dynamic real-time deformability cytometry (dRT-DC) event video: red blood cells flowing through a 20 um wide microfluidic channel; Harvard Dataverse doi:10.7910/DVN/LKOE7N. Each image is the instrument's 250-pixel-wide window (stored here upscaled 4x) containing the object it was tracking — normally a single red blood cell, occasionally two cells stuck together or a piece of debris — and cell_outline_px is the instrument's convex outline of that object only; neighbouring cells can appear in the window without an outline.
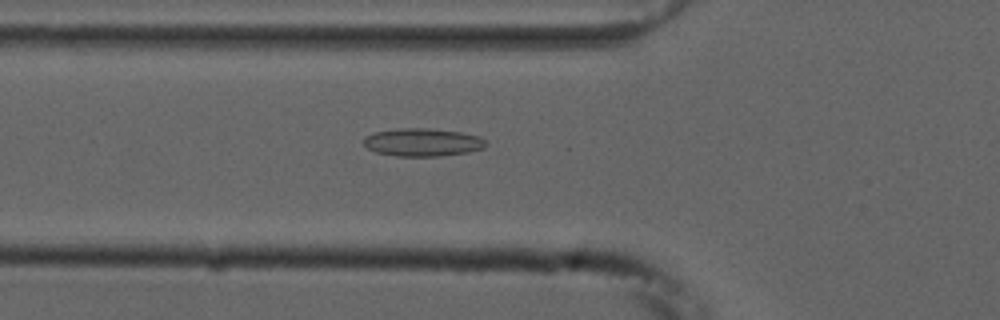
{"species": "common noctule bat (a hibernating species)", "species_latin": "Nyctalus noctula", "temperature_condition": "cold", "stored_images_in_passage": 38, "camera_frame_rate_fps": 3000, "um_per_image_px": 0.085, "animal": {"sex": "male", "forearm_length_mm": 52.5}, "frame": {"image": 1, "passage_image": 3, "time_ms": 0.667, "image_size_px": [1000, 320], "cell_outline_px": [[488, 144], [484, 148], [468, 152], [440, 156], [396, 156], [376, 152], [368, 148], [364, 144], [364, 136], [372, 132], [396, 128], [428, 128], [460, 132], [480, 136]], "centroid_in_image_um": [35.91, 12.09], "position_along_channel_um": 89.9, "area_um2": 20.06}}
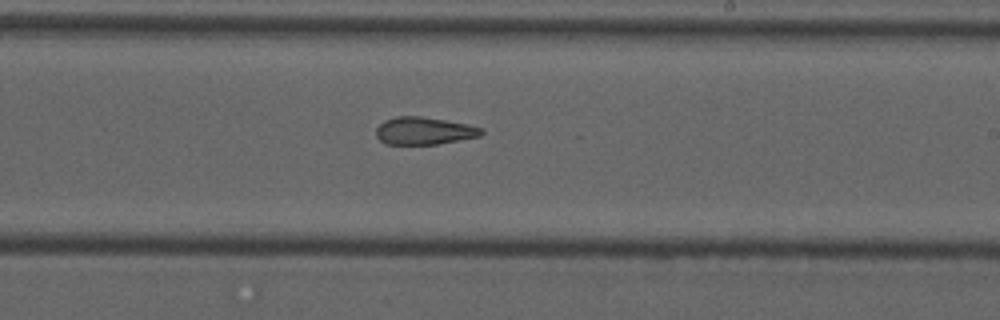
{"frame": {"image": 2, "passage_image": 16, "time_ms": 5.0, "image_size_px": [1000, 320], "cell_outline_px": [[484, 132], [480, 136], [436, 144], [384, 144], [376, 136], [376, 128], [384, 120], [396, 116], [420, 116], [468, 124], [484, 128]], "centroid_in_image_um": [36.04, 11.12], "position_along_channel_um": 253.0, "area_um2": 16.88}}
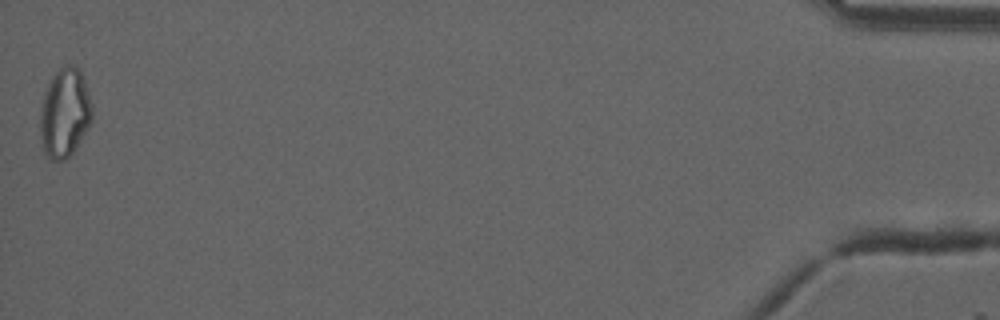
{"frame": {"image": 3, "passage_image": 38, "time_ms": 12.333, "image_size_px": [1000, 320], "cell_outline_px": [[92, 120], [72, 152], [64, 160], [48, 160], [44, 152], [40, 136], [40, 116], [44, 96], [48, 84], [52, 76], [60, 68], [68, 64], [76, 64], [80, 68], [84, 76], [92, 104]], "centroid_in_image_um": [5.51, 9.56], "position_along_channel_um": 429.7, "area_um2": 26.99}, "authors_computed_cell_mechanics": {"area_um2": 18.4093, "velocity_mm_per_s": 3.7583, "shape_relaxation_time_tau1_ms": null, "shape_relaxation_time_tau2_ms": 6.9179, "deformation_change_tau1": null, "deformation_change_tau2": 0.1732}}